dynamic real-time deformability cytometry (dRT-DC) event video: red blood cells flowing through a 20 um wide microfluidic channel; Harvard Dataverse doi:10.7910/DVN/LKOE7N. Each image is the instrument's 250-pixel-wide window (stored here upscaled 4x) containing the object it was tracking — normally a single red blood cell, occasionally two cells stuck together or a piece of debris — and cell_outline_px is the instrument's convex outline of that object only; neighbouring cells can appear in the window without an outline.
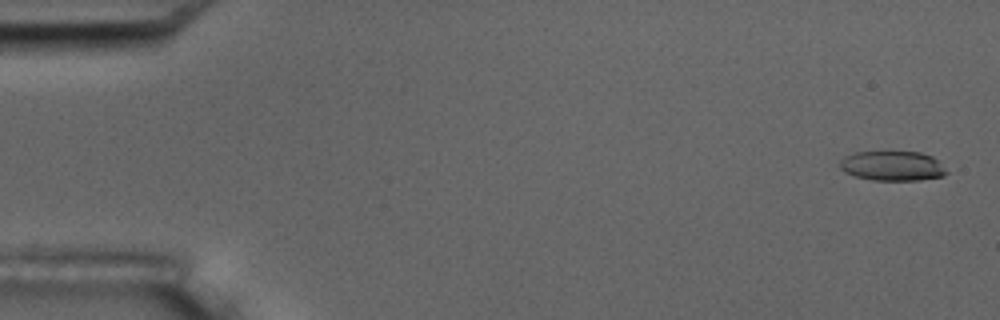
{"species": "common noctule bat (a hibernating species)", "species_latin": "Nyctalus noctula", "temperature_condition": "room temperature", "stored_images_in_passage": 11, "camera_frame_rate_fps": 3000, "um_per_image_px": 0.085, "animal": {"sex": "male", "body_mass_g": 17.5, "forearm_length_mm": 52.3}, "frame": {"image": 1, "passage_image": 1, "time_ms": 0.0, "image_size_px": [1000, 320], "cell_outline_px": [[948, 172], [944, 176], [920, 180], [872, 180], [856, 176], [844, 172], [840, 168], [840, 160], [844, 156], [856, 152], [920, 152], [932, 156]], "centroid_in_image_um": [75.84, 14.1], "position_along_channel_um": 9.2, "area_um2": 18.38}}
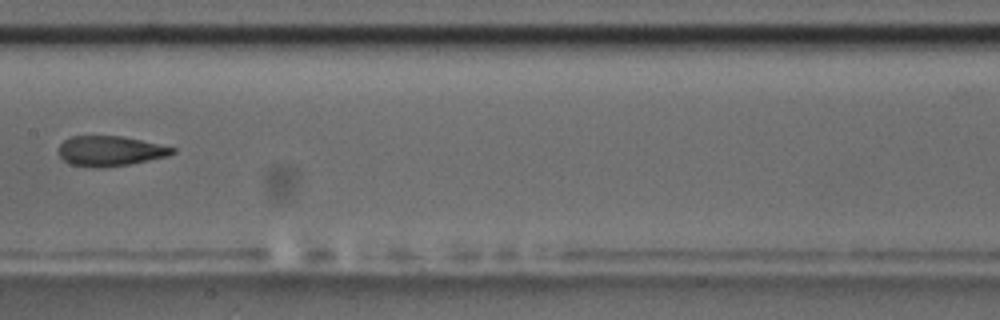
{"frame": {"image": 2, "passage_image": 8, "time_ms": 9.0, "image_size_px": [1000, 320], "cell_outline_px": [[176, 152], [168, 156], [128, 164], [104, 168], [96, 168], [72, 164], [64, 160], [60, 156], [60, 144], [64, 140], [72, 136], [120, 136], [140, 140], [176, 148]], "centroid_in_image_um": [9.37, 12.84], "position_along_channel_um": 198.0, "area_um2": 19.71}}